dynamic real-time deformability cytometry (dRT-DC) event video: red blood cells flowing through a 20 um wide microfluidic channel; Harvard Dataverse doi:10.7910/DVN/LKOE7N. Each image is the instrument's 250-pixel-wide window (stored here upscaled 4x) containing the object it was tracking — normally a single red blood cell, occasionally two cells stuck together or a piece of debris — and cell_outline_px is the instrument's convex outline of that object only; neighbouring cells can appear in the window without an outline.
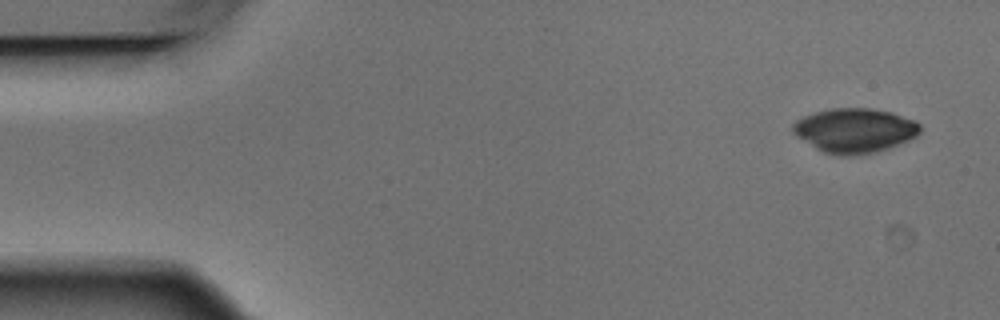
{"species": "Egyptian fruit bat (a non-hibernating species)", "species_latin": "Rousettus aegyptiacus", "temperature_condition": "warm", "stored_images_in_passage": 6, "camera_frame_rate_fps": 3000, "um_per_image_px": 0.085, "animal": {"sex": "male"}, "frame": {"image": 1, "passage_image": 1, "time_ms": 0.0, "image_size_px": [1000, 320], "cell_outline_px": [[920, 132], [916, 136], [908, 140], [888, 148], [876, 152], [852, 156], [836, 156], [824, 152], [816, 148], [796, 136], [792, 132], [792, 124], [796, 120], [804, 116], [816, 112], [832, 108], [872, 108], [892, 112], [916, 120], [920, 124]], "centroid_in_image_um": [72.65, 11.09], "position_along_channel_um": 12.3, "area_um2": 33.12}}
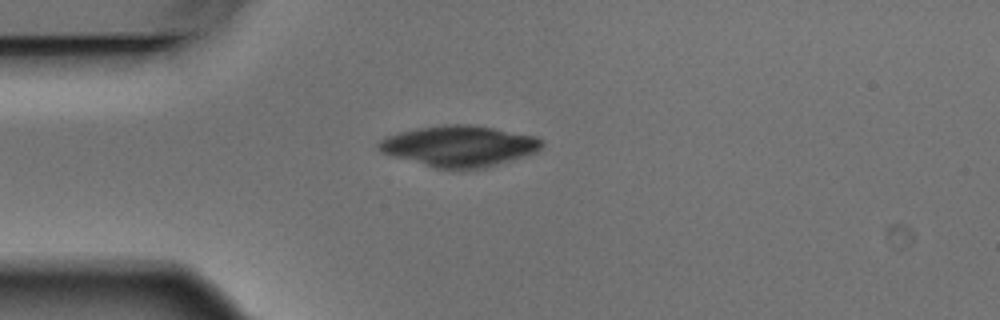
{"frame": {"image": 2, "passage_image": 4, "time_ms": 1.0, "image_size_px": [1000, 320], "cell_outline_px": [[544, 144], [536, 152], [484, 168], [436, 168], [392, 156], [380, 152], [376, 148], [376, 144], [380, 140], [388, 136], [400, 132], [416, 128], [448, 124], [468, 124], [492, 128], [536, 136], [544, 140]], "centroid_in_image_um": [39.01, 12.4], "position_along_channel_um": 46.0, "area_um2": 38.55}}